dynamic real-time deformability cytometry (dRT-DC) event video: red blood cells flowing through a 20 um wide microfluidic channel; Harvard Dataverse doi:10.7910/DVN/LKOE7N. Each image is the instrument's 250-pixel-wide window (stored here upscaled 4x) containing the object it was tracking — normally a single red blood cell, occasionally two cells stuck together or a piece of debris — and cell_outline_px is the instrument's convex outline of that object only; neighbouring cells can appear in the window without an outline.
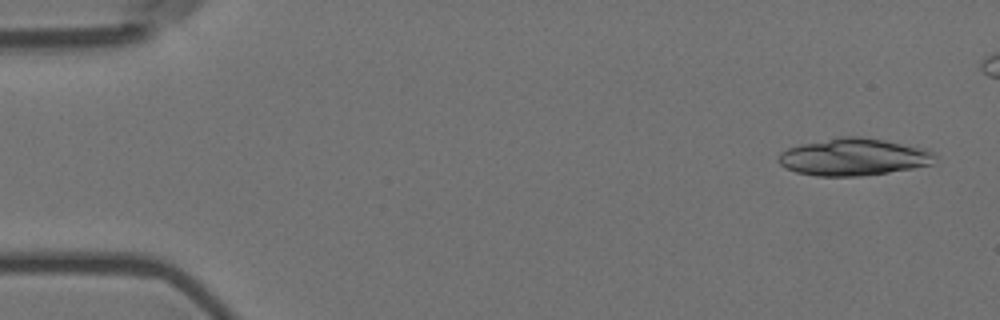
{"species": "Egyptian fruit bat (a non-hibernating species)", "species_latin": "Rousettus aegyptiacus", "temperature_condition": "room temperature", "stored_images_in_passage": 7, "camera_frame_rate_fps": 3000, "um_per_image_px": 0.085, "animal": {"sex": "female"}, "frame": {"image": 1, "passage_image": 1, "time_ms": 0.0, "image_size_px": [1000, 320], "cell_outline_px": [[940, 156], [932, 164], [912, 168], [888, 172], [860, 176], [816, 176], [796, 172], [784, 168], [780, 164], [780, 152], [788, 148], [800, 144], [840, 136], [860, 136], [884, 140], [928, 148], [936, 152]], "centroid_in_image_um": [72.62, 13.33], "position_along_channel_um": 12.4, "area_um2": 34.28}}